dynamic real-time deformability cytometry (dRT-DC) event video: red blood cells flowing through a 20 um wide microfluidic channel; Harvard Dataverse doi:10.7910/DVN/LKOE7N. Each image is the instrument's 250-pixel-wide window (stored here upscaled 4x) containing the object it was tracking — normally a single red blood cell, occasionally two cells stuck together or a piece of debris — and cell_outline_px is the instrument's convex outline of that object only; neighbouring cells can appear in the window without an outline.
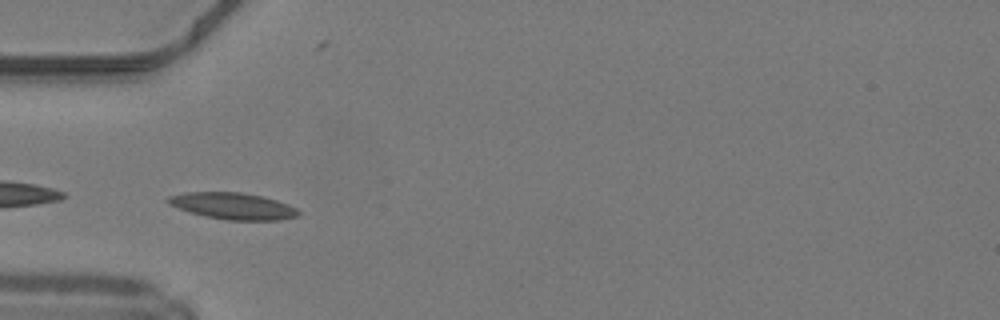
{"species": "common noctule bat (a hibernating species)", "species_latin": "Nyctalus noctula", "temperature_condition": "warm", "stored_images_in_passage": 43, "camera_frame_rate_fps": 3000, "um_per_image_px": 0.085, "animal": {"sex": "male", "body_mass_g": 19.2, "forearm_length_mm": 51.8}, "frame": {"image": 1, "passage_image": 10, "time_ms": 3.0, "image_size_px": [1000, 320], "cell_outline_px": [[300, 216], [280, 220], [224, 220], [204, 216], [168, 204], [164, 200], [168, 196], [188, 192], [240, 192], [260, 196], [276, 200], [288, 204], [296, 208], [300, 212]], "centroid_in_image_um": [19.81, 17.51], "position_along_channel_um": 65.2, "area_um2": 20.17}}
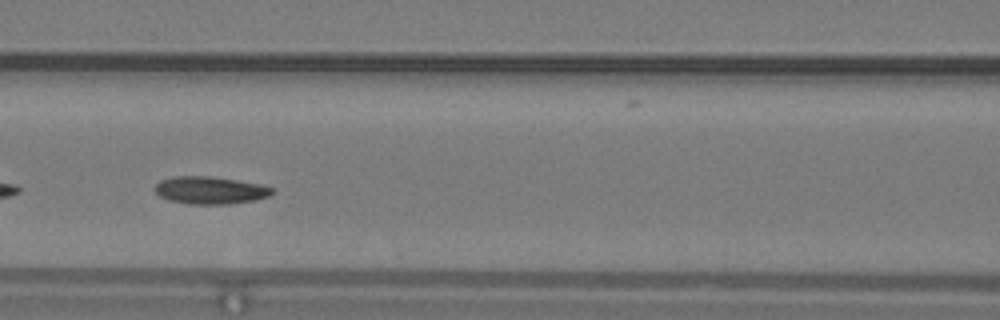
{"frame": {"image": 2, "passage_image": 16, "time_ms": 5.0, "image_size_px": [1000, 320], "cell_outline_px": [[276, 192], [268, 196], [256, 200], [228, 204], [188, 204], [168, 200], [160, 196], [156, 192], [156, 184], [160, 180], [172, 176], [208, 176], [236, 180], [260, 184], [276, 188]], "centroid_in_image_um": [17.9, 16.17], "position_along_channel_um": 148.7, "area_um2": 18.9}}
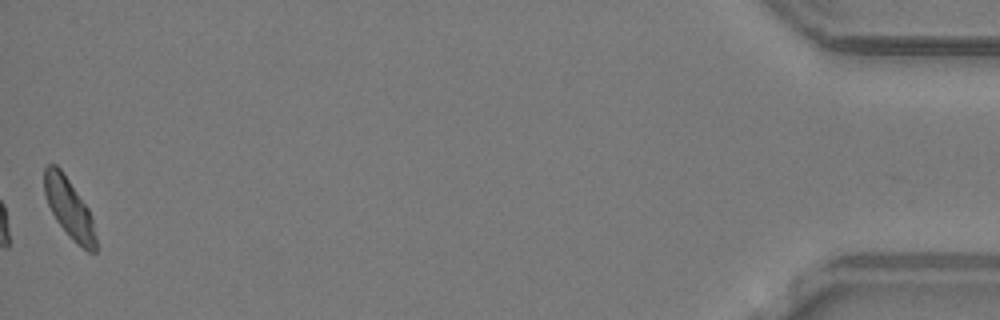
{"frame": {"image": 3, "passage_image": 43, "time_ms": 14.0, "image_size_px": [1000, 320], "cell_outline_px": [[96, 252], [88, 252], [68, 236], [56, 220], [48, 204], [44, 192], [44, 168], [48, 164], [56, 164], [60, 168], [88, 208], [92, 220], [96, 236]], "centroid_in_image_um": [5.87, 17.7], "position_along_channel_um": 429.3, "area_um2": 17.69}, "authors_computed_cell_mechanics": {"area_um2": 18.6116, "velocity_mm_per_s": 4.1905, "shape_relaxation_time_tau1_ms": 4.1698, "shape_relaxation_time_tau2_ms": 3.3302, "deformation_change_tau1": 0.1151, "deformation_change_tau2": 0.0873}}